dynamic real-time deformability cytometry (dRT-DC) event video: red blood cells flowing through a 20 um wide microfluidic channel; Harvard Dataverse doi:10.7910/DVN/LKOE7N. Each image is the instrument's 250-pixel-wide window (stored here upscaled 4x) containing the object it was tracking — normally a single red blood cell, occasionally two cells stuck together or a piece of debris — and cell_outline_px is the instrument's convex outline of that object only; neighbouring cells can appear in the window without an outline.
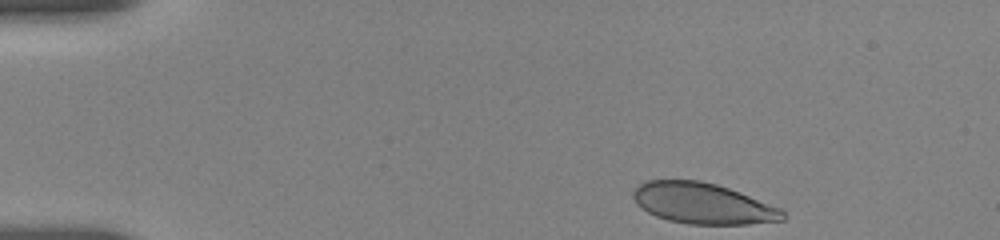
{"species": "human", "species_latin": "Homo sapiens", "temperature_condition": "room temperature", "stored_images_in_passage": 40, "camera_frame_rate_fps": 3000, "um_per_image_px": 0.085, "donor": {"sex": "female"}, "frame": {"image": 1, "passage_image": 1, "time_ms": 0.0, "image_size_px": [1000, 240], "cell_outline_px": [[788, 216], [784, 220], [748, 224], [688, 224], [668, 220], [656, 216], [648, 212], [636, 204], [632, 196], [632, 192], [640, 184], [648, 180], [700, 180], [716, 184], [740, 192], [780, 208]], "centroid_in_image_um": [59.74, 17.29], "position_along_channel_um": 25.3, "area_um2": 35.6}}
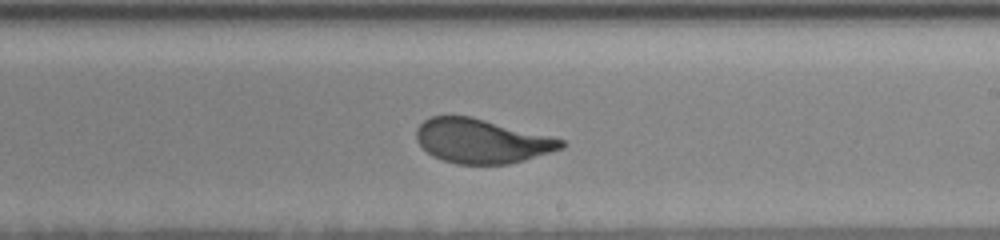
{"frame": {"image": 2, "passage_image": 20, "time_ms": 8.333, "image_size_px": [1000, 240], "cell_outline_px": [[568, 144], [564, 148], [524, 160], [508, 164], [456, 164], [432, 156], [416, 140], [416, 128], [424, 120], [432, 116], [472, 116], [552, 136], [564, 140]], "centroid_in_image_um": [40.97, 11.98], "position_along_channel_um": 248.0, "area_um2": 37.51}}
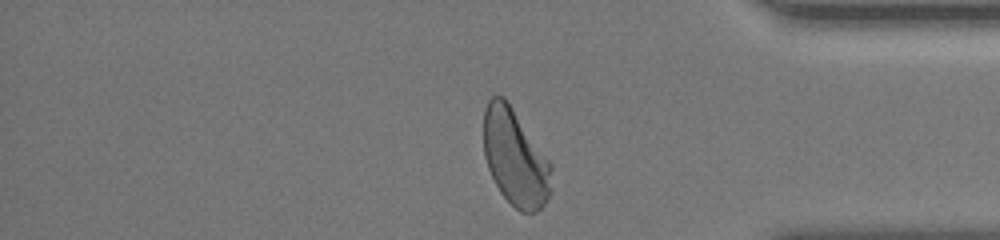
{"frame": {"image": 3, "passage_image": 38, "time_ms": 12.667, "image_size_px": [1000, 240], "cell_outline_px": [[552, 192], [548, 200], [536, 212], [520, 212], [500, 192], [488, 168], [484, 156], [484, 108], [488, 100], [492, 96], [504, 96], [508, 100], [552, 164]], "centroid_in_image_um": [43.81, 13.39], "position_along_channel_um": 391.4, "area_um2": 38.55}, "authors_computed_cell_mechanics": {"area_um2": 37.9168, "velocity_mm_per_s": 3.6562, "shape_relaxation_time_tau1_ms": 3.3836, "shape_relaxation_time_tau2_ms": null, "deformation_change_tau1": 0.1589, "deformation_change_tau2": null}}